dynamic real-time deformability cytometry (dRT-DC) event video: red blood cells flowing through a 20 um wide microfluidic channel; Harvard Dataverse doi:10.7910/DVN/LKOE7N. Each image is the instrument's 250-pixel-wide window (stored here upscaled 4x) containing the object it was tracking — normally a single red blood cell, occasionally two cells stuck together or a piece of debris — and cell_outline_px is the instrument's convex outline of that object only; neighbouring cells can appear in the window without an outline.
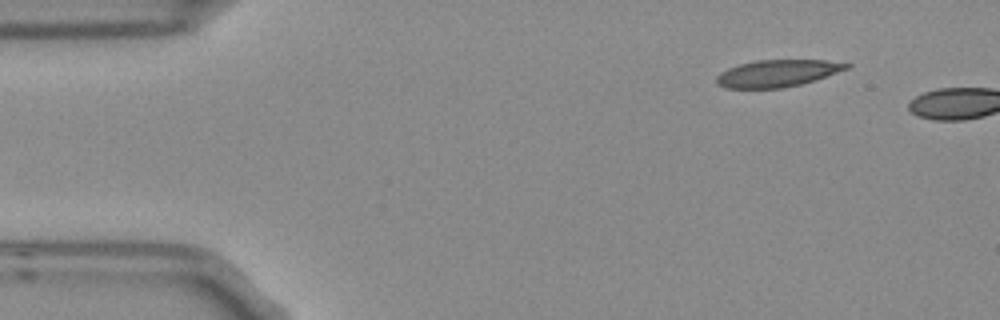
{"species": "Egyptian fruit bat (a non-hibernating species)", "species_latin": "Rousettus aegyptiacus", "temperature_condition": "room temperature", "stored_images_in_passage": 5, "segment_of_instrument_passage": [2, 2], "camera_frame_rate_fps": 3000, "um_per_image_px": 0.085, "frame": {"image": 1, "passage_image": 5, "time_ms": 1.333, "image_size_px": [1000, 320], "cell_outline_px": [[852, 64], [848, 68], [816, 80], [800, 84], [780, 88], [724, 88], [716, 84], [716, 76], [720, 72], [728, 68], [740, 64], [756, 60], [824, 60]], "centroid_in_image_um": [66.04, 6.23], "position_along_channel_um": 19.0, "area_um2": 20.4}}